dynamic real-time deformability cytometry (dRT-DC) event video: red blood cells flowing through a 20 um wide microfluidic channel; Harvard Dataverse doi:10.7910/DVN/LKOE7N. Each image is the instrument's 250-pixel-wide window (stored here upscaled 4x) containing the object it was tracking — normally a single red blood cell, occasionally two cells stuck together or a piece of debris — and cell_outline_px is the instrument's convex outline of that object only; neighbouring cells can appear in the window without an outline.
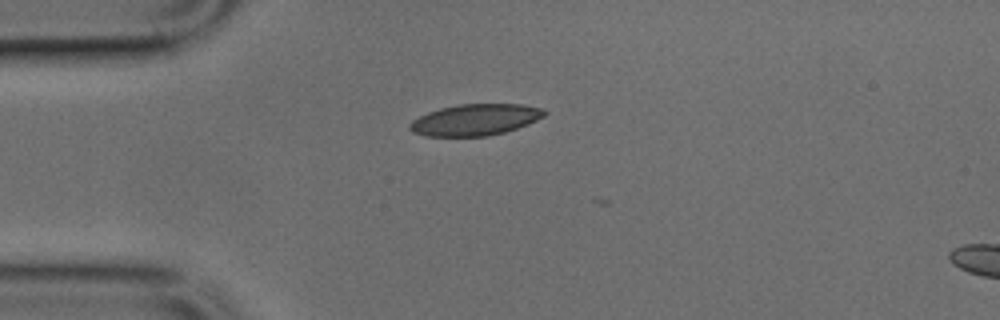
{"species": "common noctule bat (a hibernating species)", "species_latin": "Nyctalus noctula", "temperature_condition": "cold", "stored_images_in_passage": 2, "camera_frame_rate_fps": 3000, "um_per_image_px": 0.085, "animal": {"sex": "male", "body_mass_g": 17.9, "forearm_length_mm": 54.2}, "frame": {"image": 1, "passage_image": 1, "time_ms": 0.0, "image_size_px": [1000, 320], "cell_outline_px": [[548, 112], [544, 116], [528, 124], [504, 132], [488, 136], [424, 136], [412, 132], [408, 128], [408, 124], [412, 120], [428, 112], [440, 108], [460, 104], [520, 104], [540, 108]], "centroid_in_image_um": [40.36, 10.18], "position_along_channel_um": 44.6, "area_um2": 24.57}}